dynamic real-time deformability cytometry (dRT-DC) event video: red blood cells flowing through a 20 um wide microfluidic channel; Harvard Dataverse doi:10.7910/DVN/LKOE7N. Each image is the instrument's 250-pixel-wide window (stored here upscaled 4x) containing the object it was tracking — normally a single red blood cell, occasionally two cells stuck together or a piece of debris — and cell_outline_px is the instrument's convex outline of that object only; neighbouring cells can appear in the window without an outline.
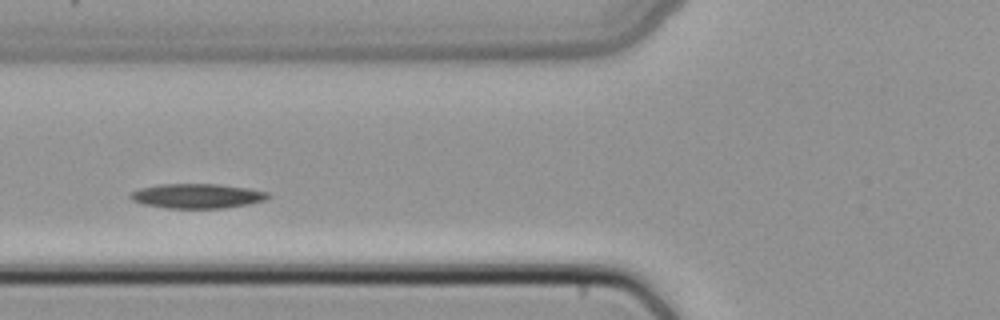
{"species": "common noctule bat (a hibernating species)", "species_latin": "Nyctalus noctula", "temperature_condition": "cold", "stored_images_in_passage": 2, "camera_frame_rate_fps": 3000, "um_per_image_px": 0.085, "animal": {"sex": "female", "body_mass_g": 22.7, "forearm_length_mm": 54.2}, "frame": {"image": 1, "passage_image": 2, "time_ms": 0.333, "image_size_px": [1000, 320], "cell_outline_px": [[272, 196], [264, 200], [248, 204], [224, 208], [168, 208], [144, 204], [132, 200], [128, 196], [132, 192], [140, 188], [156, 184], [216, 184], [248, 188], [268, 192]], "centroid_in_image_um": [16.76, 16.65], "position_along_channel_um": 109.0, "area_um2": 19.71}}